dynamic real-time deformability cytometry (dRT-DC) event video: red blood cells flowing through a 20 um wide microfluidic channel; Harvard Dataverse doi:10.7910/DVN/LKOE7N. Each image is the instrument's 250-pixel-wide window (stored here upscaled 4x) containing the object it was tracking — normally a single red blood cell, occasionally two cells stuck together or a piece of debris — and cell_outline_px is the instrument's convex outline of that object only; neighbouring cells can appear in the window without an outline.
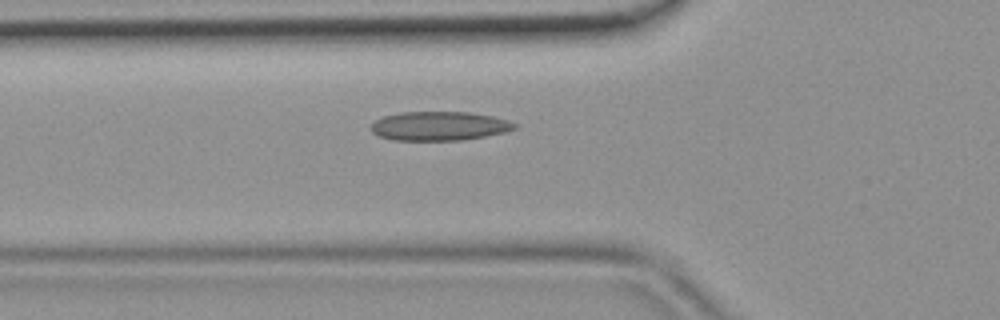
{"species": "common noctule bat (a hibernating species)", "species_latin": "Nyctalus noctula", "temperature_condition": "room temperature", "stored_images_in_passage": 36, "camera_frame_rate_fps": 3000, "um_per_image_px": 0.085, "animal": {"sex": "female", "body_mass_g": 19.9}, "frame": {"image": 1, "passage_image": 7, "time_ms": 2.0, "image_size_px": [1000, 320], "cell_outline_px": [[516, 128], [504, 132], [464, 140], [392, 140], [380, 136], [372, 132], [368, 128], [376, 120], [384, 116], [400, 112], [468, 112], [492, 116], [508, 120], [516, 124]], "centroid_in_image_um": [37.31, 10.71], "position_along_channel_um": 88.5, "area_um2": 24.22}}
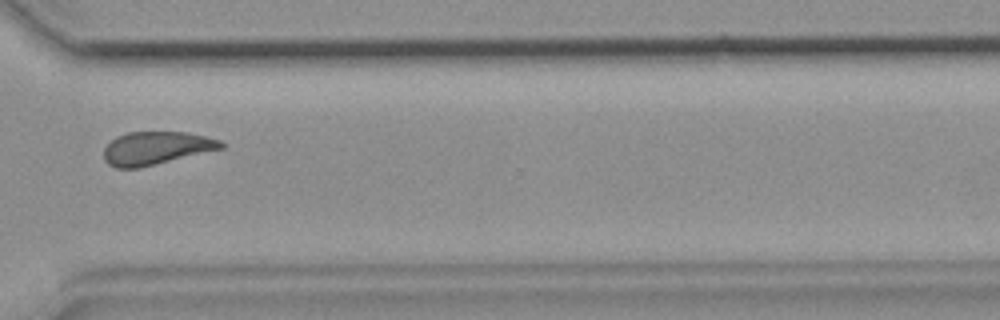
{"frame": {"image": 2, "passage_image": 25, "time_ms": 8.0, "image_size_px": [1000, 320], "cell_outline_px": [[224, 148], [140, 168], [116, 168], [108, 164], [104, 160], [104, 148], [116, 136], [128, 132], [184, 132], [204, 136], [220, 140], [224, 144]], "centroid_in_image_um": [13.25, 12.6], "position_along_channel_um": 357.3, "area_um2": 22.54}}
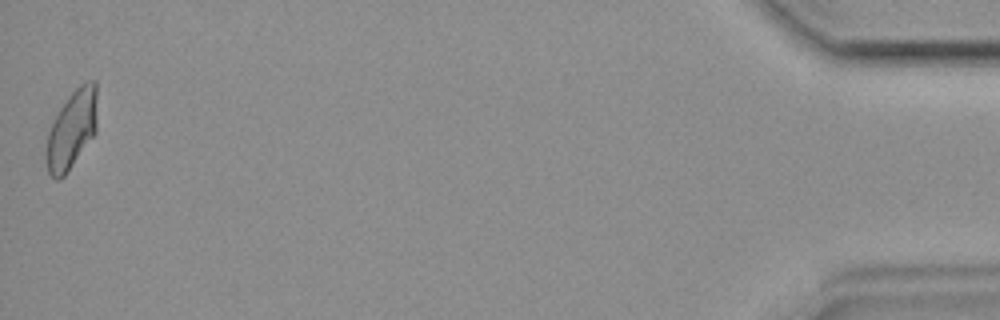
{"frame": {"image": 3, "passage_image": 36, "time_ms": 11.667, "image_size_px": [1000, 320], "cell_outline_px": [[96, 132], [64, 176], [60, 180], [56, 180], [48, 172], [44, 156], [44, 152], [48, 132], [60, 108], [68, 96], [80, 84], [88, 80], [96, 80]], "centroid_in_image_um": [6.07, 11.02], "position_along_channel_um": 429.1, "area_um2": 23.29}}